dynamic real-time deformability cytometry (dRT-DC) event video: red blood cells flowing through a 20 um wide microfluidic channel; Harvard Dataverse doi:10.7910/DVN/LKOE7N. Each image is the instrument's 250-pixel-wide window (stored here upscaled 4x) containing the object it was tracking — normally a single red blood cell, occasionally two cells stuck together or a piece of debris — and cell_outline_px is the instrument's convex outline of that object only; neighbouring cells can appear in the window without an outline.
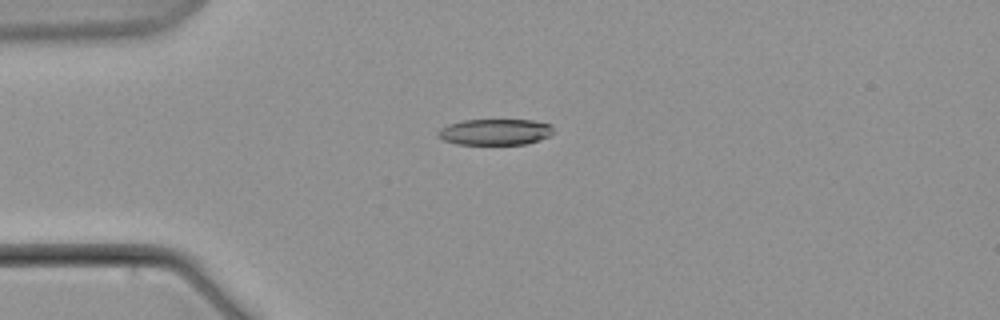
{"species": "common noctule bat (a hibernating species)", "species_latin": "Nyctalus noctula", "temperature_condition": "warm", "stored_images_in_passage": 6, "camera_frame_rate_fps": 3000, "um_per_image_px": 0.085, "animal": {"sex": "male", "body_mass_g": 21.5, "forearm_length_mm": 52.0}, "frame": {"image": 1, "passage_image": 4, "time_ms": 5.0, "image_size_px": [1000, 320], "cell_outline_px": [[552, 132], [548, 136], [540, 140], [524, 144], [456, 144], [444, 140], [436, 136], [436, 132], [440, 128], [448, 124], [464, 120], [532, 120], [552, 124]], "centroid_in_image_um": [42.05, 11.21], "position_along_channel_um": 43.0, "area_um2": 17.57}}
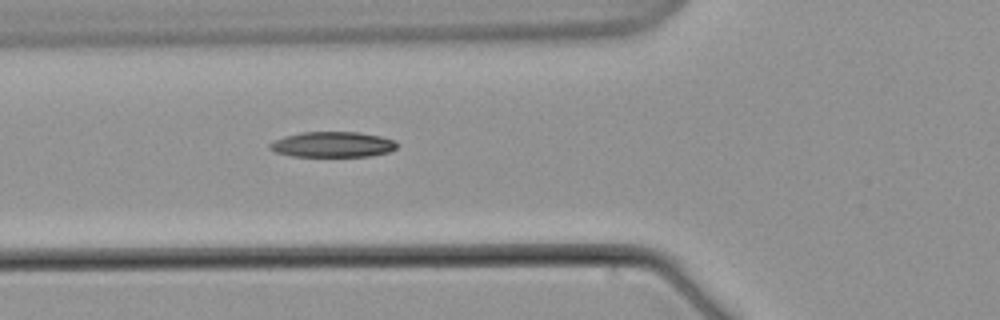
{"frame": {"image": 2, "passage_image": 6, "time_ms": 7.667, "image_size_px": [1000, 320], "cell_outline_px": [[396, 148], [388, 152], [372, 156], [292, 156], [276, 152], [268, 148], [268, 144], [284, 136], [300, 132], [360, 132], [380, 136], [392, 140], [396, 144]], "centroid_in_image_um": [28.24, 12.28], "position_along_channel_um": 97.6, "area_um2": 18.79}}